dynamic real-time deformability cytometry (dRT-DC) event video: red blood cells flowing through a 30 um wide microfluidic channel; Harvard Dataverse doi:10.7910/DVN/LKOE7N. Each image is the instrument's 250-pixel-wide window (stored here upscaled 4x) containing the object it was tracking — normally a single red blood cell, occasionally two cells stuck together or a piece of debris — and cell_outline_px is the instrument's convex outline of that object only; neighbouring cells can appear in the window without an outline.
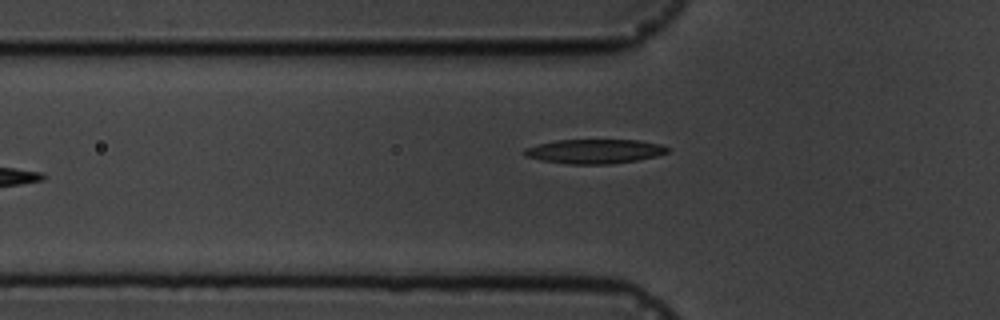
{"species": "common noctule bat (a hibernating species)", "species_latin": "Nyctalus noctula", "temperature_condition": "cold", "stored_images_in_passage": 6, "camera_frame_rate_fps": 3000, "um_per_image_px": 0.085, "animal": {"sex": "male", "body_mass_g": 19.5, "forearm_length_mm": 54.6}, "frame": {"image": 1, "passage_image": 6, "time_ms": 6.0, "image_size_px": [1000, 320], "cell_outline_px": [[668, 152], [656, 156], [636, 160], [612, 164], [568, 164], [540, 160], [524, 156], [520, 152], [524, 148], [556, 140], [640, 140], [660, 144], [668, 148]], "centroid_in_image_um": [50.49, 12.87], "position_along_channel_um": 75.3, "area_um2": 20.35}}